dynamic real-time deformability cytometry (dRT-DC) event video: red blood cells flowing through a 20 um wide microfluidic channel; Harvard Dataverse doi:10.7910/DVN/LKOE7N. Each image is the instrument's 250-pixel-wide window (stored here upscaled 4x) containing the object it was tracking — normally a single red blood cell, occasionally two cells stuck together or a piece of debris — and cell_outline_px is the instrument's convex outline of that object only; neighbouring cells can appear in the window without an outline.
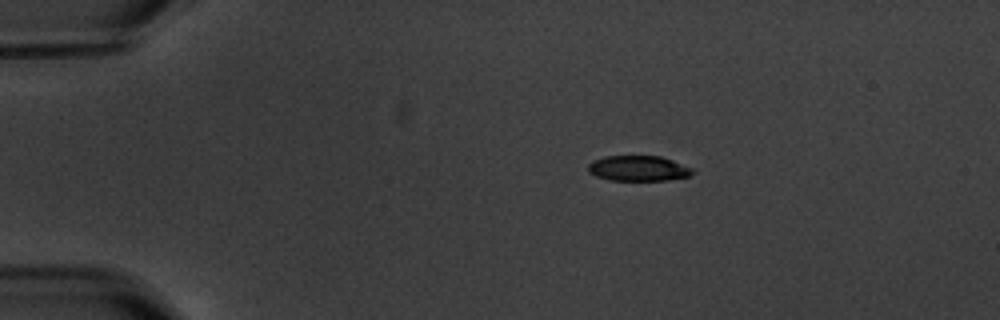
{"species": "common noctule bat (a hibernating species)", "species_latin": "Nyctalus noctula", "temperature_condition": "warm", "stored_images_in_passage": 2, "camera_frame_rate_fps": 3000, "um_per_image_px": 0.085, "animal": {"sex": "male", "body_mass_g": 20.1, "forearm_length_mm": 53.5}, "frame": {"image": 1, "passage_image": 1, "time_ms": 0.0, "image_size_px": [1000, 320], "cell_outline_px": [[692, 172], [688, 176], [668, 180], [612, 180], [596, 176], [588, 172], [588, 164], [592, 160], [604, 156], [660, 156], [672, 160], [692, 168]], "centroid_in_image_um": [54.21, 14.3], "position_along_channel_um": 30.8, "area_um2": 15.32}}